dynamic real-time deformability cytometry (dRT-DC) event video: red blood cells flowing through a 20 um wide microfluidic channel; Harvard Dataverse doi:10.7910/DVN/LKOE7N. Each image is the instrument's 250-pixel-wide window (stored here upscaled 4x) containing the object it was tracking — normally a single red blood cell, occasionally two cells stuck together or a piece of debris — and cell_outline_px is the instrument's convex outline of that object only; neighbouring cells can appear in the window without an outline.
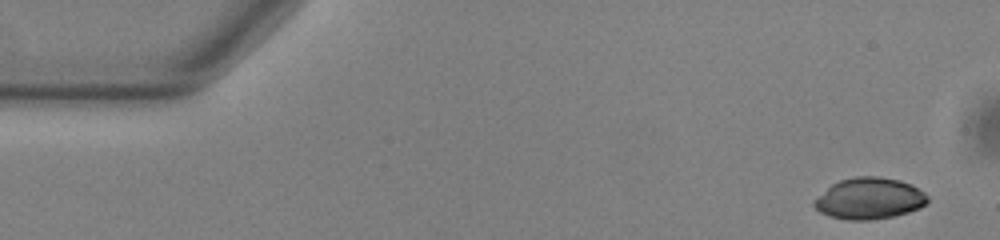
{"species": "common noctule bat (a hibernating species)", "species_latin": "Nyctalus noctula", "temperature_condition": "warm", "stored_images_in_passage": 51, "camera_frame_rate_fps": 3000, "um_per_image_px": 0.085, "animal": {"sex": "male", "body_mass_g": 13.0, "forearm_length_mm": 53.1}, "frame": {"image": 1, "passage_image": 1, "time_ms": 0.0, "image_size_px": [1000, 240], "cell_outline_px": [[928, 200], [920, 208], [908, 212], [892, 216], [868, 220], [848, 220], [828, 216], [820, 212], [812, 204], [812, 200], [832, 184], [840, 180], [856, 176], [880, 176], [900, 180], [912, 184], [924, 192], [928, 196]], "centroid_in_image_um": [73.88, 16.86], "position_along_channel_um": 11.1, "area_um2": 27.46}}
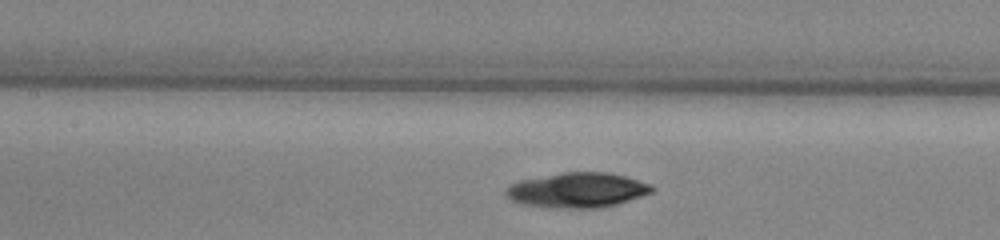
{"frame": {"image": 2, "passage_image": 22, "time_ms": 7.0, "image_size_px": [1000, 240], "cell_outline_px": [[656, 188], [652, 192], [616, 204], [600, 208], [556, 208], [520, 204], [504, 196], [504, 188], [520, 180], [560, 172], [608, 172], [624, 176], [652, 184]], "centroid_in_image_um": [49.03, 16.16], "position_along_channel_um": 158.4, "area_um2": 29.94}}
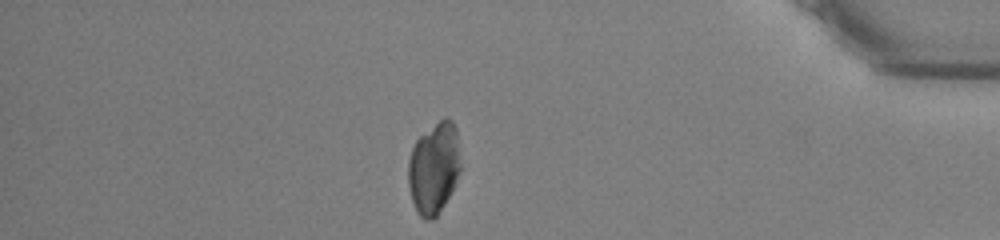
{"frame": {"image": 3, "passage_image": 44, "time_ms": 14.333, "image_size_px": [1000, 240], "cell_outline_px": [[460, 168], [456, 180], [444, 204], [436, 216], [432, 220], [424, 220], [416, 212], [412, 200], [408, 184], [408, 160], [412, 148], [416, 140], [420, 136], [444, 116], [448, 116], [452, 120], [456, 128], [460, 164]], "centroid_in_image_um": [36.86, 14.27], "position_along_channel_um": 398.3, "area_um2": 27.8}, "authors_computed_cell_mechanics": {"area_um2": 28.8422, "velocity_mm_per_s": 3.8277, "shape_relaxation_time_tau1_ms": 3.3699, "shape_relaxation_time_tau2_ms": null, "deformation_change_tau1": 0.0751, "deformation_change_tau2": null}}